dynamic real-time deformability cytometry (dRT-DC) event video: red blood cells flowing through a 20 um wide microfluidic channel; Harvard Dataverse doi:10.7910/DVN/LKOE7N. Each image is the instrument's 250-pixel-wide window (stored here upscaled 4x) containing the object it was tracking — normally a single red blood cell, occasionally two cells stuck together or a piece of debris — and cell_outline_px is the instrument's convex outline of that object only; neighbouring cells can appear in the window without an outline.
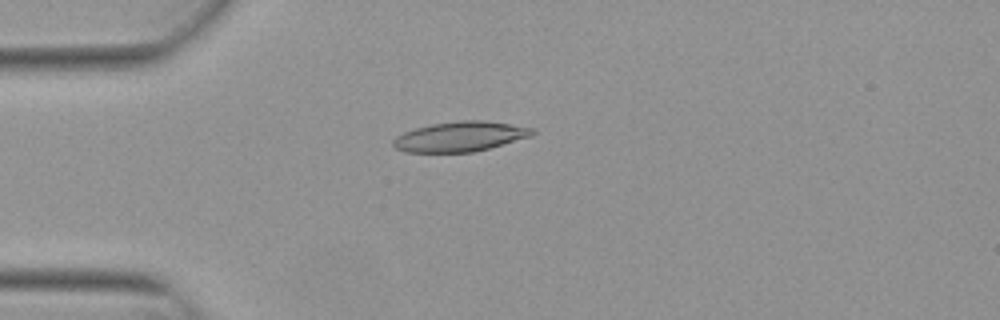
{"species": "Egyptian fruit bat (a non-hibernating species)", "species_latin": "Rousettus aegyptiacus", "temperature_condition": "warm", "stored_images_in_passage": 36, "camera_frame_rate_fps": 3000, "um_per_image_px": 0.085, "animal": {"sex": "female"}, "frame": {"image": 1, "passage_image": 10, "time_ms": 3.0, "image_size_px": [1000, 320], "cell_outline_px": [[536, 132], [532, 136], [488, 148], [472, 152], [404, 152], [396, 148], [392, 144], [392, 140], [396, 136], [404, 132], [416, 128], [432, 124], [460, 120], [484, 120], [536, 128]], "centroid_in_image_um": [39.12, 11.6], "position_along_channel_um": 45.9, "area_um2": 24.28}}
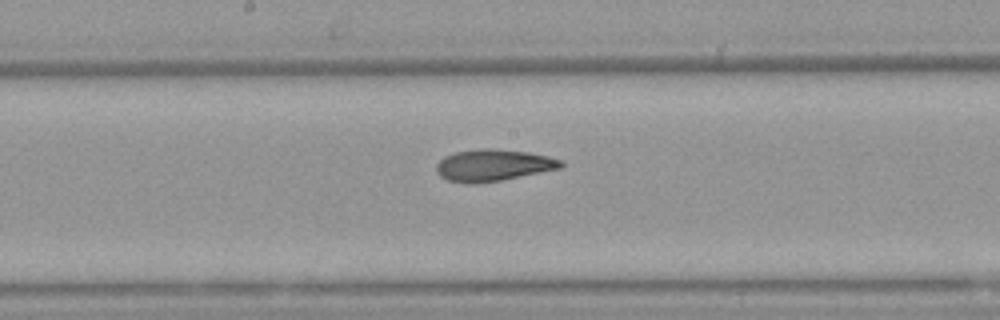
{"frame": {"image": 2, "passage_image": 24, "time_ms": 7.667, "image_size_px": [1000, 320], "cell_outline_px": [[564, 164], [560, 168], [500, 180], [476, 184], [464, 184], [448, 180], [440, 176], [436, 172], [436, 164], [444, 156], [456, 152], [484, 148], [492, 148], [528, 152], [548, 156], [560, 160]], "centroid_in_image_um": [41.87, 14.05], "position_along_channel_um": 206.3, "area_um2": 22.95}}
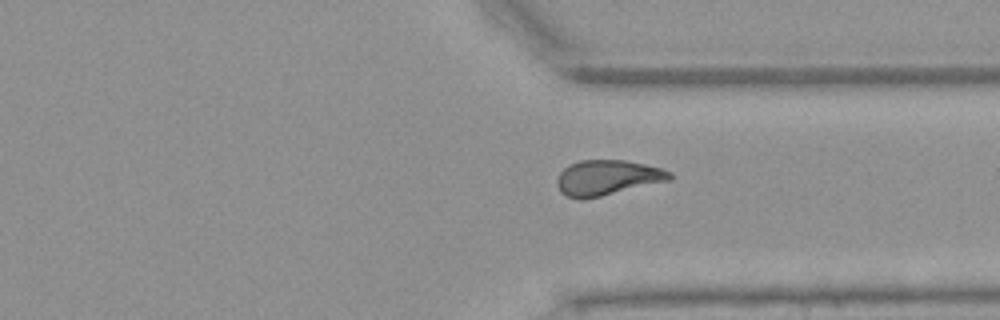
{"frame": {"image": 3, "passage_image": 36, "time_ms": 11.667, "image_size_px": [1000, 320], "cell_outline_px": [[672, 180], [584, 200], [580, 200], [564, 196], [560, 192], [556, 184], [556, 180], [560, 172], [568, 164], [580, 160], [624, 160], [644, 164], [660, 168], [672, 172]], "centroid_in_image_um": [51.59, 15.12], "position_along_channel_um": 359.8, "area_um2": 23.47}}